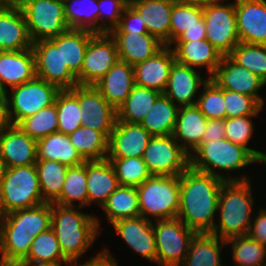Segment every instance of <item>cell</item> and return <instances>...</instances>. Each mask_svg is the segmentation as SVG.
<instances>
[{"label": "cell", "mask_w": 266, "mask_h": 266, "mask_svg": "<svg viewBox=\"0 0 266 266\" xmlns=\"http://www.w3.org/2000/svg\"><path fill=\"white\" fill-rule=\"evenodd\" d=\"M263 163L266 165V155H265V158H264V161H263Z\"/></svg>", "instance_id": "003e7915"}, {"label": "cell", "mask_w": 266, "mask_h": 266, "mask_svg": "<svg viewBox=\"0 0 266 266\" xmlns=\"http://www.w3.org/2000/svg\"><path fill=\"white\" fill-rule=\"evenodd\" d=\"M118 186V179L108 159L87 161L88 205L95 202L102 208Z\"/></svg>", "instance_id": "f1b7e54d"}, {"label": "cell", "mask_w": 266, "mask_h": 266, "mask_svg": "<svg viewBox=\"0 0 266 266\" xmlns=\"http://www.w3.org/2000/svg\"><path fill=\"white\" fill-rule=\"evenodd\" d=\"M70 90L79 99L82 125L100 131L108 139L117 121V110L94 85H76Z\"/></svg>", "instance_id": "4fadbf2b"}, {"label": "cell", "mask_w": 266, "mask_h": 266, "mask_svg": "<svg viewBox=\"0 0 266 266\" xmlns=\"http://www.w3.org/2000/svg\"><path fill=\"white\" fill-rule=\"evenodd\" d=\"M9 266H47V265L29 264L24 261H19V262L12 263Z\"/></svg>", "instance_id": "be15d7a7"}, {"label": "cell", "mask_w": 266, "mask_h": 266, "mask_svg": "<svg viewBox=\"0 0 266 266\" xmlns=\"http://www.w3.org/2000/svg\"><path fill=\"white\" fill-rule=\"evenodd\" d=\"M129 4L141 15L148 33L169 46L173 0H129Z\"/></svg>", "instance_id": "d4e9b609"}, {"label": "cell", "mask_w": 266, "mask_h": 266, "mask_svg": "<svg viewBox=\"0 0 266 266\" xmlns=\"http://www.w3.org/2000/svg\"><path fill=\"white\" fill-rule=\"evenodd\" d=\"M68 137L85 161H100L107 158L108 139L100 131L82 125L68 134Z\"/></svg>", "instance_id": "d590c367"}, {"label": "cell", "mask_w": 266, "mask_h": 266, "mask_svg": "<svg viewBox=\"0 0 266 266\" xmlns=\"http://www.w3.org/2000/svg\"><path fill=\"white\" fill-rule=\"evenodd\" d=\"M18 126L36 140L58 132L56 104L45 107L34 115L23 119Z\"/></svg>", "instance_id": "c3c4849f"}, {"label": "cell", "mask_w": 266, "mask_h": 266, "mask_svg": "<svg viewBox=\"0 0 266 266\" xmlns=\"http://www.w3.org/2000/svg\"><path fill=\"white\" fill-rule=\"evenodd\" d=\"M102 209L111 224L120 219L140 216L137 188L119 185Z\"/></svg>", "instance_id": "74e56055"}, {"label": "cell", "mask_w": 266, "mask_h": 266, "mask_svg": "<svg viewBox=\"0 0 266 266\" xmlns=\"http://www.w3.org/2000/svg\"><path fill=\"white\" fill-rule=\"evenodd\" d=\"M37 140L18 125L6 123L0 129V155L7 168L30 166L37 162Z\"/></svg>", "instance_id": "2e32d148"}, {"label": "cell", "mask_w": 266, "mask_h": 266, "mask_svg": "<svg viewBox=\"0 0 266 266\" xmlns=\"http://www.w3.org/2000/svg\"><path fill=\"white\" fill-rule=\"evenodd\" d=\"M239 41L266 45V0H236Z\"/></svg>", "instance_id": "ac0fdd59"}, {"label": "cell", "mask_w": 266, "mask_h": 266, "mask_svg": "<svg viewBox=\"0 0 266 266\" xmlns=\"http://www.w3.org/2000/svg\"><path fill=\"white\" fill-rule=\"evenodd\" d=\"M5 104H6V102H0V129L6 124V121H5Z\"/></svg>", "instance_id": "94428289"}, {"label": "cell", "mask_w": 266, "mask_h": 266, "mask_svg": "<svg viewBox=\"0 0 266 266\" xmlns=\"http://www.w3.org/2000/svg\"><path fill=\"white\" fill-rule=\"evenodd\" d=\"M257 115H249L242 117L225 118V135L226 138L240 146L246 148L259 162L263 163L265 152L254 150L247 146L255 129L251 118ZM250 118V119H249Z\"/></svg>", "instance_id": "681fc988"}, {"label": "cell", "mask_w": 266, "mask_h": 266, "mask_svg": "<svg viewBox=\"0 0 266 266\" xmlns=\"http://www.w3.org/2000/svg\"><path fill=\"white\" fill-rule=\"evenodd\" d=\"M266 208H260L259 213L252 218L247 235L266 246Z\"/></svg>", "instance_id": "11a10c76"}, {"label": "cell", "mask_w": 266, "mask_h": 266, "mask_svg": "<svg viewBox=\"0 0 266 266\" xmlns=\"http://www.w3.org/2000/svg\"><path fill=\"white\" fill-rule=\"evenodd\" d=\"M140 216L171 219L180 208V176L152 175L137 187ZM147 214H149L147 216Z\"/></svg>", "instance_id": "8992f818"}, {"label": "cell", "mask_w": 266, "mask_h": 266, "mask_svg": "<svg viewBox=\"0 0 266 266\" xmlns=\"http://www.w3.org/2000/svg\"><path fill=\"white\" fill-rule=\"evenodd\" d=\"M112 226L134 252L156 263V241L152 220L137 216L117 220Z\"/></svg>", "instance_id": "d6986e66"}, {"label": "cell", "mask_w": 266, "mask_h": 266, "mask_svg": "<svg viewBox=\"0 0 266 266\" xmlns=\"http://www.w3.org/2000/svg\"><path fill=\"white\" fill-rule=\"evenodd\" d=\"M224 245L226 241L212 233H196L180 266H223L220 253Z\"/></svg>", "instance_id": "4dcf8cb0"}, {"label": "cell", "mask_w": 266, "mask_h": 266, "mask_svg": "<svg viewBox=\"0 0 266 266\" xmlns=\"http://www.w3.org/2000/svg\"><path fill=\"white\" fill-rule=\"evenodd\" d=\"M178 110L179 107L161 93L140 124L152 136L173 135Z\"/></svg>", "instance_id": "d6a6232c"}, {"label": "cell", "mask_w": 266, "mask_h": 266, "mask_svg": "<svg viewBox=\"0 0 266 266\" xmlns=\"http://www.w3.org/2000/svg\"><path fill=\"white\" fill-rule=\"evenodd\" d=\"M203 7L174 3L170 17L169 46L186 30L201 27Z\"/></svg>", "instance_id": "7dc6e473"}, {"label": "cell", "mask_w": 266, "mask_h": 266, "mask_svg": "<svg viewBox=\"0 0 266 266\" xmlns=\"http://www.w3.org/2000/svg\"><path fill=\"white\" fill-rule=\"evenodd\" d=\"M118 60L116 42L110 33H95L76 76L78 85H95Z\"/></svg>", "instance_id": "5bb4252c"}, {"label": "cell", "mask_w": 266, "mask_h": 266, "mask_svg": "<svg viewBox=\"0 0 266 266\" xmlns=\"http://www.w3.org/2000/svg\"><path fill=\"white\" fill-rule=\"evenodd\" d=\"M109 252L110 251L105 248L83 264L78 265L77 261H72L69 262L67 266H118V263L115 260L116 258H114Z\"/></svg>", "instance_id": "6f0895ef"}, {"label": "cell", "mask_w": 266, "mask_h": 266, "mask_svg": "<svg viewBox=\"0 0 266 266\" xmlns=\"http://www.w3.org/2000/svg\"><path fill=\"white\" fill-rule=\"evenodd\" d=\"M95 33L70 28L62 33L63 62L77 76L81 72L89 40Z\"/></svg>", "instance_id": "60d3db41"}, {"label": "cell", "mask_w": 266, "mask_h": 266, "mask_svg": "<svg viewBox=\"0 0 266 266\" xmlns=\"http://www.w3.org/2000/svg\"><path fill=\"white\" fill-rule=\"evenodd\" d=\"M23 10L14 1L0 9V51H20L32 48Z\"/></svg>", "instance_id": "7402d4cb"}, {"label": "cell", "mask_w": 266, "mask_h": 266, "mask_svg": "<svg viewBox=\"0 0 266 266\" xmlns=\"http://www.w3.org/2000/svg\"><path fill=\"white\" fill-rule=\"evenodd\" d=\"M251 180L225 181L218 199V222L212 234L221 239L247 235L252 222L254 198Z\"/></svg>", "instance_id": "3957f363"}, {"label": "cell", "mask_w": 266, "mask_h": 266, "mask_svg": "<svg viewBox=\"0 0 266 266\" xmlns=\"http://www.w3.org/2000/svg\"><path fill=\"white\" fill-rule=\"evenodd\" d=\"M35 57L32 48L20 51H0V85H21L35 77Z\"/></svg>", "instance_id": "cb8c5ba5"}, {"label": "cell", "mask_w": 266, "mask_h": 266, "mask_svg": "<svg viewBox=\"0 0 266 266\" xmlns=\"http://www.w3.org/2000/svg\"><path fill=\"white\" fill-rule=\"evenodd\" d=\"M226 138L225 120L212 119L207 121L203 135V142L217 141Z\"/></svg>", "instance_id": "9f6ffc18"}, {"label": "cell", "mask_w": 266, "mask_h": 266, "mask_svg": "<svg viewBox=\"0 0 266 266\" xmlns=\"http://www.w3.org/2000/svg\"><path fill=\"white\" fill-rule=\"evenodd\" d=\"M259 162L246 148L227 138L202 142L190 155V167L196 171L216 176L224 181H248L245 175L223 176L215 170L239 171L247 165ZM214 168V169H213ZM239 169V170H238ZM227 177V178H226Z\"/></svg>", "instance_id": "277c9868"}, {"label": "cell", "mask_w": 266, "mask_h": 266, "mask_svg": "<svg viewBox=\"0 0 266 266\" xmlns=\"http://www.w3.org/2000/svg\"><path fill=\"white\" fill-rule=\"evenodd\" d=\"M207 121L196 105L179 107L173 137L189 155L203 142Z\"/></svg>", "instance_id": "83f0119b"}, {"label": "cell", "mask_w": 266, "mask_h": 266, "mask_svg": "<svg viewBox=\"0 0 266 266\" xmlns=\"http://www.w3.org/2000/svg\"><path fill=\"white\" fill-rule=\"evenodd\" d=\"M94 86L117 110L135 86L134 68L127 62L118 60Z\"/></svg>", "instance_id": "603a6c76"}, {"label": "cell", "mask_w": 266, "mask_h": 266, "mask_svg": "<svg viewBox=\"0 0 266 266\" xmlns=\"http://www.w3.org/2000/svg\"><path fill=\"white\" fill-rule=\"evenodd\" d=\"M214 0H173L174 3L178 4H186V5H196L204 7L208 3L212 2Z\"/></svg>", "instance_id": "91938a15"}, {"label": "cell", "mask_w": 266, "mask_h": 266, "mask_svg": "<svg viewBox=\"0 0 266 266\" xmlns=\"http://www.w3.org/2000/svg\"><path fill=\"white\" fill-rule=\"evenodd\" d=\"M153 230L156 241V263L159 266H180L186 259L196 232L178 217L156 220Z\"/></svg>", "instance_id": "9c48e42d"}, {"label": "cell", "mask_w": 266, "mask_h": 266, "mask_svg": "<svg viewBox=\"0 0 266 266\" xmlns=\"http://www.w3.org/2000/svg\"><path fill=\"white\" fill-rule=\"evenodd\" d=\"M51 228V203L0 216V229H23L36 237Z\"/></svg>", "instance_id": "f546056e"}, {"label": "cell", "mask_w": 266, "mask_h": 266, "mask_svg": "<svg viewBox=\"0 0 266 266\" xmlns=\"http://www.w3.org/2000/svg\"><path fill=\"white\" fill-rule=\"evenodd\" d=\"M110 33L142 34L148 33V31L141 15L130 4H128L123 11L118 26Z\"/></svg>", "instance_id": "db71d44e"}, {"label": "cell", "mask_w": 266, "mask_h": 266, "mask_svg": "<svg viewBox=\"0 0 266 266\" xmlns=\"http://www.w3.org/2000/svg\"><path fill=\"white\" fill-rule=\"evenodd\" d=\"M80 208L51 204V228L69 262L78 261L100 233L98 217L78 211Z\"/></svg>", "instance_id": "7a4b0ae2"}, {"label": "cell", "mask_w": 266, "mask_h": 266, "mask_svg": "<svg viewBox=\"0 0 266 266\" xmlns=\"http://www.w3.org/2000/svg\"><path fill=\"white\" fill-rule=\"evenodd\" d=\"M73 201L79 202L78 207L88 205L87 161L68 168L61 195L54 204L73 207Z\"/></svg>", "instance_id": "f35d334b"}, {"label": "cell", "mask_w": 266, "mask_h": 266, "mask_svg": "<svg viewBox=\"0 0 266 266\" xmlns=\"http://www.w3.org/2000/svg\"><path fill=\"white\" fill-rule=\"evenodd\" d=\"M10 89L11 93L6 92L5 121L12 125H18L23 119L54 104L61 91L57 86L36 76Z\"/></svg>", "instance_id": "52a82bcc"}, {"label": "cell", "mask_w": 266, "mask_h": 266, "mask_svg": "<svg viewBox=\"0 0 266 266\" xmlns=\"http://www.w3.org/2000/svg\"><path fill=\"white\" fill-rule=\"evenodd\" d=\"M0 102H6V91L0 85Z\"/></svg>", "instance_id": "03108f58"}, {"label": "cell", "mask_w": 266, "mask_h": 266, "mask_svg": "<svg viewBox=\"0 0 266 266\" xmlns=\"http://www.w3.org/2000/svg\"><path fill=\"white\" fill-rule=\"evenodd\" d=\"M203 87L202 93L197 95L195 105L208 120H224L226 118L224 89L212 79H209Z\"/></svg>", "instance_id": "f907efd6"}, {"label": "cell", "mask_w": 266, "mask_h": 266, "mask_svg": "<svg viewBox=\"0 0 266 266\" xmlns=\"http://www.w3.org/2000/svg\"><path fill=\"white\" fill-rule=\"evenodd\" d=\"M43 203L35 164L7 168L0 183V216Z\"/></svg>", "instance_id": "5b68a950"}, {"label": "cell", "mask_w": 266, "mask_h": 266, "mask_svg": "<svg viewBox=\"0 0 266 266\" xmlns=\"http://www.w3.org/2000/svg\"><path fill=\"white\" fill-rule=\"evenodd\" d=\"M106 159L111 163L120 186L137 188L152 176L143 157Z\"/></svg>", "instance_id": "ee69618b"}, {"label": "cell", "mask_w": 266, "mask_h": 266, "mask_svg": "<svg viewBox=\"0 0 266 266\" xmlns=\"http://www.w3.org/2000/svg\"><path fill=\"white\" fill-rule=\"evenodd\" d=\"M35 167L43 201L52 204L61 195L69 167L55 160H37Z\"/></svg>", "instance_id": "8d00e7d4"}, {"label": "cell", "mask_w": 266, "mask_h": 266, "mask_svg": "<svg viewBox=\"0 0 266 266\" xmlns=\"http://www.w3.org/2000/svg\"><path fill=\"white\" fill-rule=\"evenodd\" d=\"M21 7L33 43L50 40L70 29L63 0H15Z\"/></svg>", "instance_id": "ba28073f"}, {"label": "cell", "mask_w": 266, "mask_h": 266, "mask_svg": "<svg viewBox=\"0 0 266 266\" xmlns=\"http://www.w3.org/2000/svg\"><path fill=\"white\" fill-rule=\"evenodd\" d=\"M160 94L156 90L135 85L117 109V120L140 124Z\"/></svg>", "instance_id": "e575fe53"}, {"label": "cell", "mask_w": 266, "mask_h": 266, "mask_svg": "<svg viewBox=\"0 0 266 266\" xmlns=\"http://www.w3.org/2000/svg\"><path fill=\"white\" fill-rule=\"evenodd\" d=\"M6 171H7L6 163L0 155V183H1L2 179L4 178Z\"/></svg>", "instance_id": "6125c7cd"}, {"label": "cell", "mask_w": 266, "mask_h": 266, "mask_svg": "<svg viewBox=\"0 0 266 266\" xmlns=\"http://www.w3.org/2000/svg\"><path fill=\"white\" fill-rule=\"evenodd\" d=\"M228 56L266 83V45L240 42Z\"/></svg>", "instance_id": "f6af8a7d"}, {"label": "cell", "mask_w": 266, "mask_h": 266, "mask_svg": "<svg viewBox=\"0 0 266 266\" xmlns=\"http://www.w3.org/2000/svg\"><path fill=\"white\" fill-rule=\"evenodd\" d=\"M34 237L23 229H0V266L22 261L29 253Z\"/></svg>", "instance_id": "ab89813d"}, {"label": "cell", "mask_w": 266, "mask_h": 266, "mask_svg": "<svg viewBox=\"0 0 266 266\" xmlns=\"http://www.w3.org/2000/svg\"><path fill=\"white\" fill-rule=\"evenodd\" d=\"M176 61L191 68L205 67L211 78L220 64L222 54L207 40L175 41L172 43Z\"/></svg>", "instance_id": "484cf974"}, {"label": "cell", "mask_w": 266, "mask_h": 266, "mask_svg": "<svg viewBox=\"0 0 266 266\" xmlns=\"http://www.w3.org/2000/svg\"><path fill=\"white\" fill-rule=\"evenodd\" d=\"M143 160L151 175L180 176L190 166V155L173 135L152 136Z\"/></svg>", "instance_id": "7c38bea8"}, {"label": "cell", "mask_w": 266, "mask_h": 266, "mask_svg": "<svg viewBox=\"0 0 266 266\" xmlns=\"http://www.w3.org/2000/svg\"><path fill=\"white\" fill-rule=\"evenodd\" d=\"M29 264L61 266L69 261L63 256L59 242L52 228L37 235L32 243L28 255L22 260Z\"/></svg>", "instance_id": "836d02e7"}, {"label": "cell", "mask_w": 266, "mask_h": 266, "mask_svg": "<svg viewBox=\"0 0 266 266\" xmlns=\"http://www.w3.org/2000/svg\"><path fill=\"white\" fill-rule=\"evenodd\" d=\"M232 247L234 266H259L266 263V246L248 235L234 236L225 240Z\"/></svg>", "instance_id": "7bdbcfd3"}, {"label": "cell", "mask_w": 266, "mask_h": 266, "mask_svg": "<svg viewBox=\"0 0 266 266\" xmlns=\"http://www.w3.org/2000/svg\"><path fill=\"white\" fill-rule=\"evenodd\" d=\"M117 46L120 61L136 65L153 57L164 44L149 33H110Z\"/></svg>", "instance_id": "4316f807"}, {"label": "cell", "mask_w": 266, "mask_h": 266, "mask_svg": "<svg viewBox=\"0 0 266 266\" xmlns=\"http://www.w3.org/2000/svg\"><path fill=\"white\" fill-rule=\"evenodd\" d=\"M225 181L190 166L180 175L178 218L196 233H212L218 199Z\"/></svg>", "instance_id": "6da1fadb"}, {"label": "cell", "mask_w": 266, "mask_h": 266, "mask_svg": "<svg viewBox=\"0 0 266 266\" xmlns=\"http://www.w3.org/2000/svg\"><path fill=\"white\" fill-rule=\"evenodd\" d=\"M35 75L60 90H70L78 85L77 77L63 62L62 34L50 40L33 43Z\"/></svg>", "instance_id": "30bf717a"}, {"label": "cell", "mask_w": 266, "mask_h": 266, "mask_svg": "<svg viewBox=\"0 0 266 266\" xmlns=\"http://www.w3.org/2000/svg\"><path fill=\"white\" fill-rule=\"evenodd\" d=\"M15 0H0V9L10 6Z\"/></svg>", "instance_id": "e7e4bbea"}, {"label": "cell", "mask_w": 266, "mask_h": 266, "mask_svg": "<svg viewBox=\"0 0 266 266\" xmlns=\"http://www.w3.org/2000/svg\"><path fill=\"white\" fill-rule=\"evenodd\" d=\"M214 0L203 7L206 39L222 54L228 56L240 43L237 32L235 2L223 4Z\"/></svg>", "instance_id": "8fae6325"}, {"label": "cell", "mask_w": 266, "mask_h": 266, "mask_svg": "<svg viewBox=\"0 0 266 266\" xmlns=\"http://www.w3.org/2000/svg\"><path fill=\"white\" fill-rule=\"evenodd\" d=\"M226 118L258 115L264 109L253 97L224 89Z\"/></svg>", "instance_id": "816d5d0a"}, {"label": "cell", "mask_w": 266, "mask_h": 266, "mask_svg": "<svg viewBox=\"0 0 266 266\" xmlns=\"http://www.w3.org/2000/svg\"><path fill=\"white\" fill-rule=\"evenodd\" d=\"M128 4L129 0H98V33H110L115 29Z\"/></svg>", "instance_id": "f5cc1de1"}, {"label": "cell", "mask_w": 266, "mask_h": 266, "mask_svg": "<svg viewBox=\"0 0 266 266\" xmlns=\"http://www.w3.org/2000/svg\"><path fill=\"white\" fill-rule=\"evenodd\" d=\"M202 79L195 68L175 61L171 67L164 94L178 107L194 106L197 102L195 94H197L200 86L203 88L210 78Z\"/></svg>", "instance_id": "44dd1931"}, {"label": "cell", "mask_w": 266, "mask_h": 266, "mask_svg": "<svg viewBox=\"0 0 266 266\" xmlns=\"http://www.w3.org/2000/svg\"><path fill=\"white\" fill-rule=\"evenodd\" d=\"M37 160H55L68 167L85 162L76 148L71 144L67 134L61 132L37 140Z\"/></svg>", "instance_id": "1f68e13d"}, {"label": "cell", "mask_w": 266, "mask_h": 266, "mask_svg": "<svg viewBox=\"0 0 266 266\" xmlns=\"http://www.w3.org/2000/svg\"><path fill=\"white\" fill-rule=\"evenodd\" d=\"M58 132L70 134L82 126L78 97L71 90H61L55 100Z\"/></svg>", "instance_id": "bcb514c9"}, {"label": "cell", "mask_w": 266, "mask_h": 266, "mask_svg": "<svg viewBox=\"0 0 266 266\" xmlns=\"http://www.w3.org/2000/svg\"><path fill=\"white\" fill-rule=\"evenodd\" d=\"M151 137L141 124L117 120L108 138L107 158L143 157Z\"/></svg>", "instance_id": "e0dca14e"}, {"label": "cell", "mask_w": 266, "mask_h": 266, "mask_svg": "<svg viewBox=\"0 0 266 266\" xmlns=\"http://www.w3.org/2000/svg\"><path fill=\"white\" fill-rule=\"evenodd\" d=\"M175 61L174 50L164 46L153 57L133 66L135 85L164 93Z\"/></svg>", "instance_id": "ffe728a7"}, {"label": "cell", "mask_w": 266, "mask_h": 266, "mask_svg": "<svg viewBox=\"0 0 266 266\" xmlns=\"http://www.w3.org/2000/svg\"><path fill=\"white\" fill-rule=\"evenodd\" d=\"M210 79L220 88L253 97L262 107L264 106V99L258 95V91L266 83L256 74L239 66L229 56L222 57Z\"/></svg>", "instance_id": "9a60e30c"}, {"label": "cell", "mask_w": 266, "mask_h": 266, "mask_svg": "<svg viewBox=\"0 0 266 266\" xmlns=\"http://www.w3.org/2000/svg\"><path fill=\"white\" fill-rule=\"evenodd\" d=\"M63 1L65 17L69 28L98 33V0Z\"/></svg>", "instance_id": "b9f144b4"}, {"label": "cell", "mask_w": 266, "mask_h": 266, "mask_svg": "<svg viewBox=\"0 0 266 266\" xmlns=\"http://www.w3.org/2000/svg\"><path fill=\"white\" fill-rule=\"evenodd\" d=\"M203 39H206L204 18L201 20V27H193L184 31L176 41H197Z\"/></svg>", "instance_id": "680465c9"}]
</instances>
